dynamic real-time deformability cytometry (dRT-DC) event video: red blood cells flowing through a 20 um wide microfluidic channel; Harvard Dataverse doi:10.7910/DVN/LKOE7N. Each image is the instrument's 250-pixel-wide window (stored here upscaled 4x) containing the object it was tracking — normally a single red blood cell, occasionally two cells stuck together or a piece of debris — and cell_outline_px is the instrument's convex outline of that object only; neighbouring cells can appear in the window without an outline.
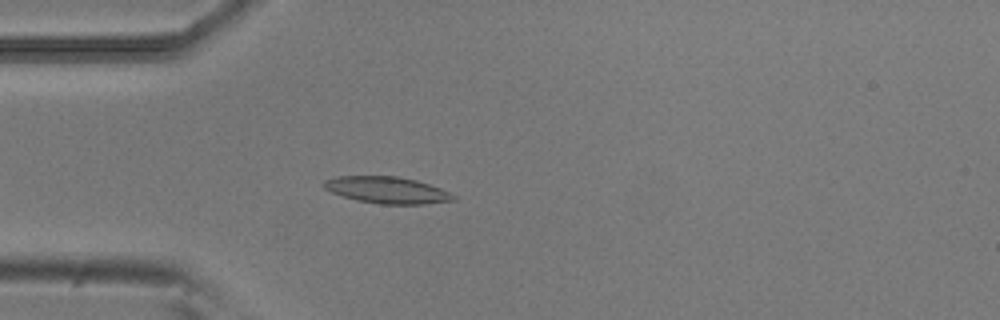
{"species": "common noctule bat (a hibernating species)", "species_latin": "Nyctalus noctula", "temperature_condition": "room temperature", "stored_images_in_passage": 53, "camera_frame_rate_fps": 3000, "um_per_image_px": 0.085, "animal": {"sex": "male", "body_mass_g": 20.5, "forearm_length_mm": 52.5}, "frame": {"image": 1, "passage_image": 15, "time_ms": 4.667, "image_size_px": [1000, 320], "cell_outline_px": [[456, 200], [424, 204], [380, 204], [356, 200], [332, 192], [324, 188], [324, 180], [336, 176], [396, 176], [416, 180], [440, 188], [456, 196]], "centroid_in_image_um": [32.9, 16.15], "position_along_channel_um": 52.1, "area_um2": 20.0}}
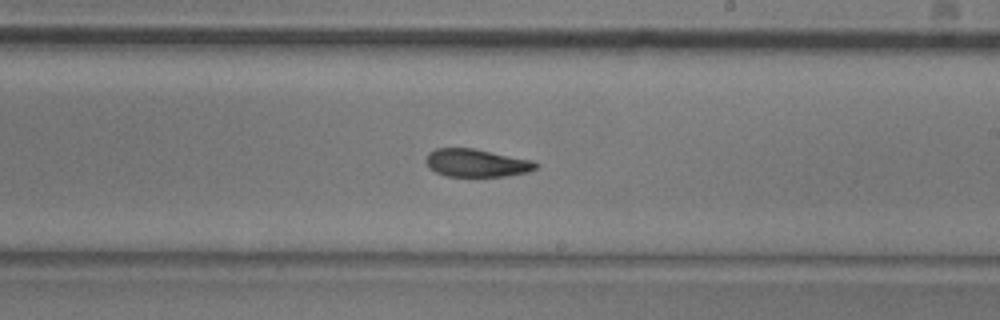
{"frame": {"image": 2, "passage_image": 31, "time_ms": 10.0, "image_size_px": [1000, 320], "cell_outline_px": [[540, 164], [536, 168], [528, 172], [504, 176], [448, 176], [436, 172], [428, 168], [424, 160], [428, 152], [436, 148], [472, 148], [532, 160]], "centroid_in_image_um": [40.47, 13.85], "position_along_channel_um": 248.5, "area_um2": 17.86}}
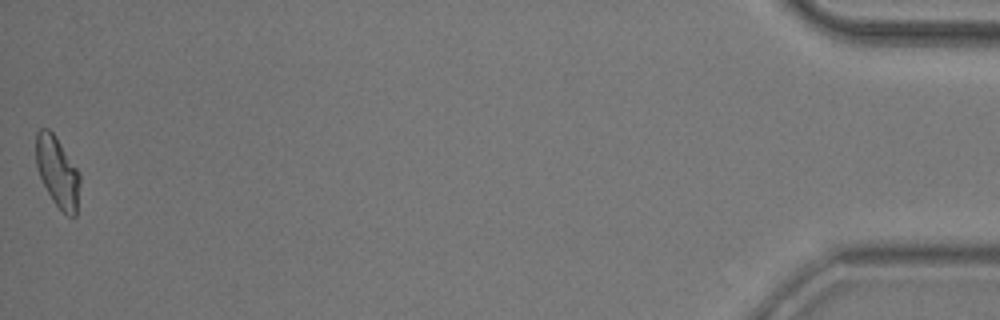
{"frame": {"image": 3, "passage_image": 53, "time_ms": 17.333, "image_size_px": [1000, 320], "cell_outline_px": [[80, 180], [76, 216], [68, 216], [52, 200], [40, 176], [36, 164], [36, 132], [40, 128], [48, 128], [52, 132], [80, 172]], "centroid_in_image_um": [4.89, 14.6], "position_along_channel_um": 430.3, "area_um2": 17.8}, "authors_computed_cell_mechanics": {"area_um2": 18.8428, "velocity_mm_per_s": 3.8122, "shape_relaxation_time_tau1_ms": 4.6327, "shape_relaxation_time_tau2_ms": 3.029, "deformation_change_tau1": 0.1484, "deformation_change_tau2": 0.0935}}